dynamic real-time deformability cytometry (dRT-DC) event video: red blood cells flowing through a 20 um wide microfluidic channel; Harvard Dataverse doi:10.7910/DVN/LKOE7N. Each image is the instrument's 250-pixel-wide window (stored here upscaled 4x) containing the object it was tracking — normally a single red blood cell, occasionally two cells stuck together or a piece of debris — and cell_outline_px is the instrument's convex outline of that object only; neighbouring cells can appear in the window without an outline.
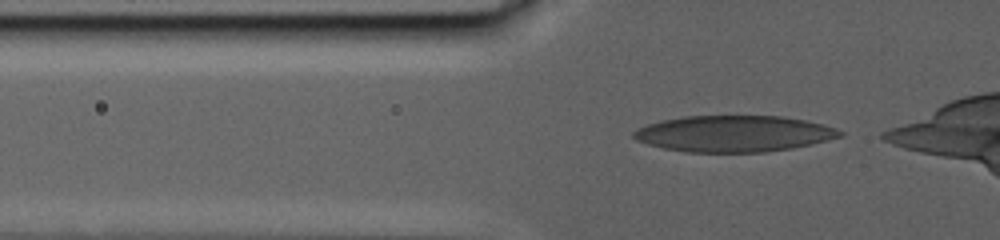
{"species": "human", "species_latin": "Homo sapiens", "temperature_condition": "warm", "stored_images_in_passage": 46, "camera_frame_rate_fps": 3000, "um_per_image_px": 0.085, "donor": {"sex": "male"}, "frame": {"image": 1, "passage_image": 2, "time_ms": 0.333, "image_size_px": [1000, 240], "cell_outline_px": [[844, 136], [812, 144], [792, 148], [764, 152], [684, 152], [664, 148], [648, 144], [636, 140], [632, 136], [632, 132], [636, 128], [660, 120], [684, 116], [780, 116], [804, 120], [824, 124], [836, 128], [844, 132]], "centroid_in_image_um": [62.38, 11.36], "position_along_channel_um": 63.4, "area_um2": 43.81}}
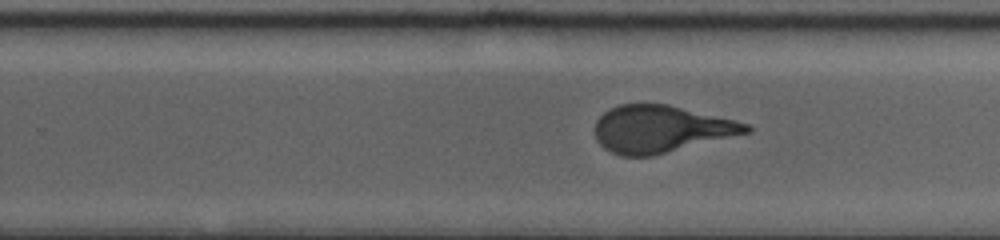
{"frame": {"image": 2, "passage_image": 26, "time_ms": 9.333, "image_size_px": [1000, 240], "cell_outline_px": [[752, 132], [652, 156], [620, 156], [604, 148], [596, 140], [596, 120], [604, 112], [620, 104], [668, 104], [748, 124], [752, 128]], "centroid_in_image_um": [56.16, 10.98], "position_along_channel_um": 273.6, "area_um2": 41.21}}
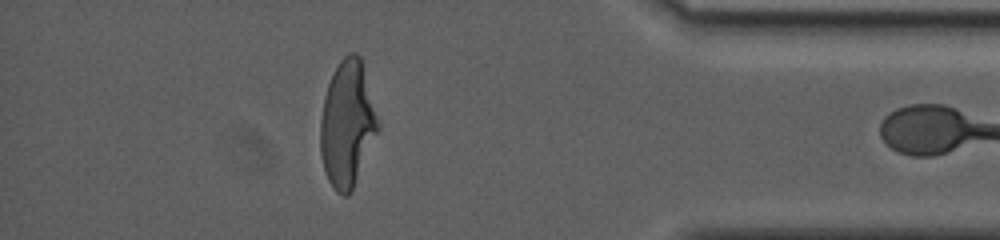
{"frame": {"image": 3, "passage_image": 44, "time_ms": 15.667, "image_size_px": [1000, 240], "cell_outline_px": [[380, 128], [352, 192], [348, 196], [344, 196], [336, 192], [328, 180], [324, 168], [320, 152], [320, 120], [324, 96], [328, 84], [340, 60], [348, 52], [356, 52], [360, 56], [380, 124]], "centroid_in_image_um": [29.52, 10.57], "position_along_channel_um": 405.7, "area_um2": 42.48}}